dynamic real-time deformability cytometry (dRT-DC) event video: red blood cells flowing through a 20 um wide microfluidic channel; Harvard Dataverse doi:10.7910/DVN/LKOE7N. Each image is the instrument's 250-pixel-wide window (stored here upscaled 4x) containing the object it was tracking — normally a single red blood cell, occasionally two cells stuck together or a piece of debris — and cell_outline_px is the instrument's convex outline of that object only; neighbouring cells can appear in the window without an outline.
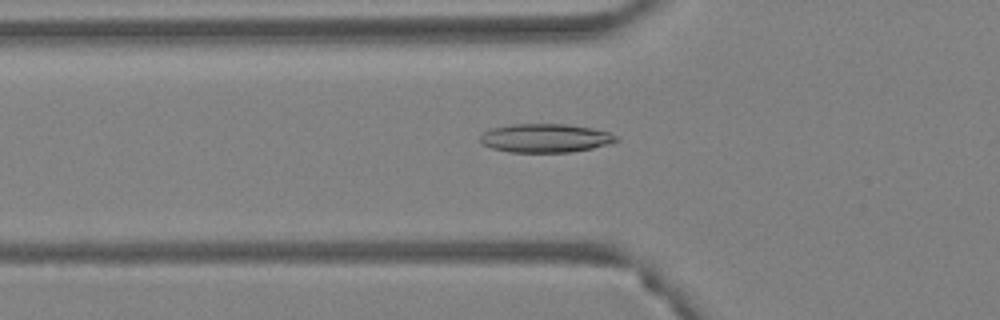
{"species": "Egyptian fruit bat (a non-hibernating species)", "species_latin": "Rousettus aegyptiacus", "temperature_condition": "warm", "stored_images_in_passage": 55, "camera_frame_rate_fps": 3000, "um_per_image_px": 0.085, "animal": {"sex": "female"}, "frame": {"image": 1, "passage_image": 20, "time_ms": 6.333, "image_size_px": [1000, 320], "cell_outline_px": [[620, 140], [608, 144], [592, 148], [572, 152], [512, 152], [492, 148], [480, 144], [480, 136], [484, 132], [492, 128], [512, 124], [564, 124], [592, 128], [608, 132], [616, 136]], "centroid_in_image_um": [46.34, 11.74], "position_along_channel_um": 79.5, "area_um2": 22.66}}
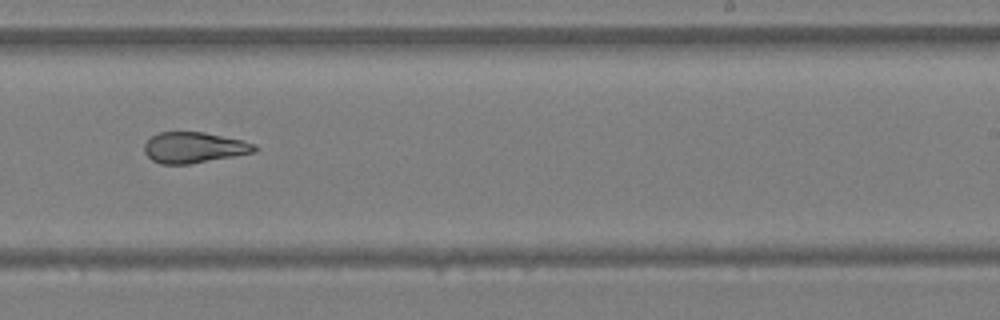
{"frame": {"image": 2, "passage_image": 35, "time_ms": 11.333, "image_size_px": [1000, 320], "cell_outline_px": [[256, 152], [188, 164], [160, 164], [152, 160], [144, 152], [144, 144], [152, 136], [160, 132], [204, 132], [244, 140], [256, 144]], "centroid_in_image_um": [16.49, 12.53], "position_along_channel_um": 272.5, "area_um2": 19.77}}
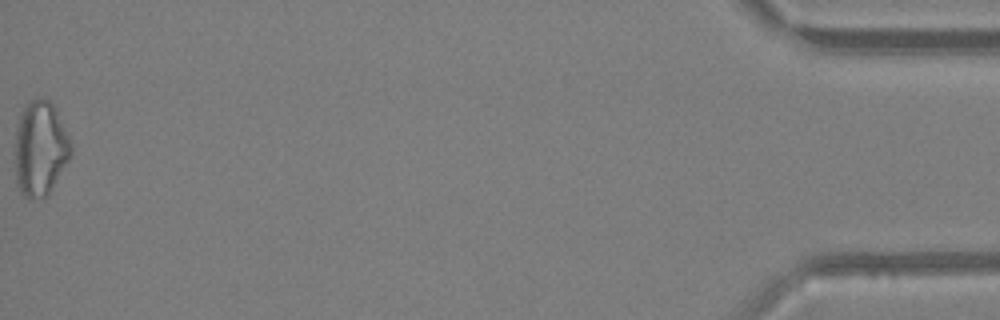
{"frame": {"image": 3, "passage_image": 55, "time_ms": 18.0, "image_size_px": [1000, 320], "cell_outline_px": [[72, 152], [68, 160], [48, 196], [24, 196], [20, 192], [16, 184], [16, 128], [24, 104], [32, 100], [44, 96], [56, 108], [68, 136], [72, 148]], "centroid_in_image_um": [3.42, 12.58], "position_along_channel_um": 431.8, "area_um2": 30.63}, "authors_computed_cell_mechanics": {"area_um2": 22.6576, "velocity_mm_per_s": 3.8545, "shape_relaxation_time_tau1_ms": null, "shape_relaxation_time_tau2_ms": 2.8333, "deformation_change_tau1": null, "deformation_change_tau2": 0.1084}}